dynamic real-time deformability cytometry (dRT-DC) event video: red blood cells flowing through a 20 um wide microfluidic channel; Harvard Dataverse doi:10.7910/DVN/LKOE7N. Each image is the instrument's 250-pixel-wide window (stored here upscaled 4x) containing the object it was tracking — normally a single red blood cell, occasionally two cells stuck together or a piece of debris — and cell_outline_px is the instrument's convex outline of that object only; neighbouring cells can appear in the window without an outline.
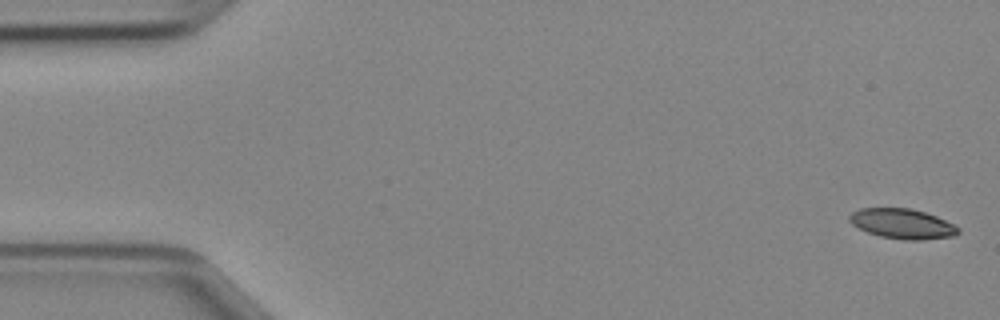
{"species": "Egyptian fruit bat (a non-hibernating species)", "species_latin": "Rousettus aegyptiacus", "temperature_condition": "cold", "stored_images_in_passage": 47, "camera_frame_rate_fps": 3000, "um_per_image_px": 0.085, "animal": {"sex": "female"}, "frame": {"image": 1, "passage_image": 1, "time_ms": 0.0, "image_size_px": [1000, 320], "cell_outline_px": [[960, 232], [956, 236], [920, 240], [904, 240], [880, 236], [868, 232], [852, 224], [848, 220], [848, 216], [852, 212], [860, 208], [912, 208], [936, 216], [960, 228]], "centroid_in_image_um": [76.7, 19.02], "position_along_channel_um": 8.3, "area_um2": 19.02}}
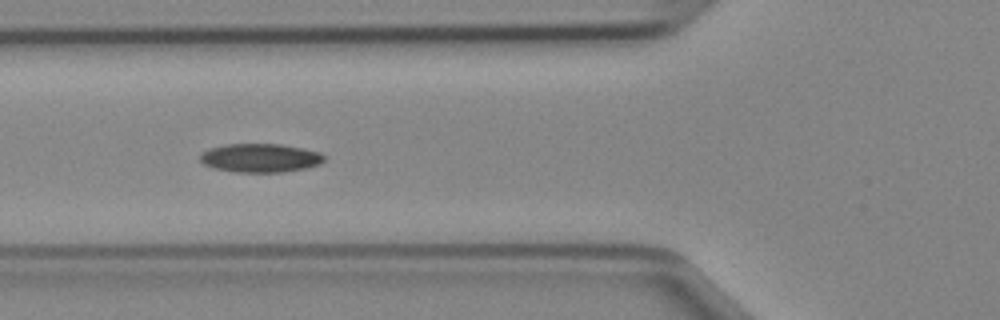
{"frame": {"image": 2, "passage_image": 17, "time_ms": 5.333, "image_size_px": [1000, 320], "cell_outline_px": [[324, 160], [320, 164], [308, 168], [280, 172], [232, 172], [212, 168], [204, 164], [200, 160], [200, 156], [208, 148], [228, 144], [280, 144], [304, 148], [320, 152], [324, 156]], "centroid_in_image_um": [22.13, 13.43], "position_along_channel_um": 103.7, "area_um2": 20.87}}
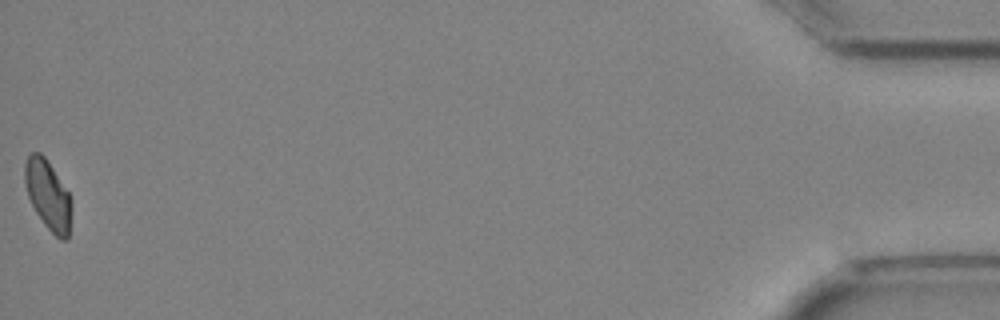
{"frame": {"image": 3, "passage_image": 47, "time_ms": 15.333, "image_size_px": [1000, 320], "cell_outline_px": [[72, 208], [68, 240], [60, 240], [44, 224], [36, 212], [28, 196], [24, 180], [24, 164], [28, 156], [32, 152], [40, 152], [44, 156], [68, 192], [72, 200]], "centroid_in_image_um": [4.09, 16.59], "position_along_channel_um": 431.1, "area_um2": 18.84}}